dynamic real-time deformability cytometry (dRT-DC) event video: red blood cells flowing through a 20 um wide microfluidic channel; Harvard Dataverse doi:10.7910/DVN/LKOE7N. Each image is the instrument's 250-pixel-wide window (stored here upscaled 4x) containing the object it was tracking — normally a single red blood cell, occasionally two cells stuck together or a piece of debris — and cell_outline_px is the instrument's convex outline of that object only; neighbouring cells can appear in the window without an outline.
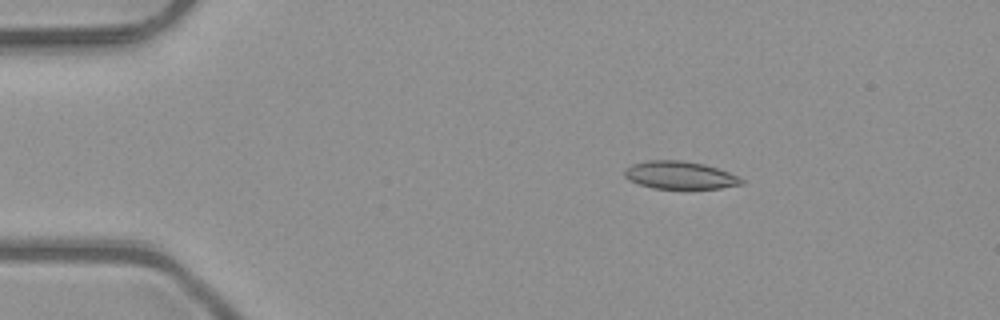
{"species": "common noctule bat (a hibernating species)", "species_latin": "Nyctalus noctula", "temperature_condition": "room temperature", "stored_images_in_passage": 5, "camera_frame_rate_fps": 3000, "um_per_image_px": 0.085, "animal": {"sex": "male", "body_mass_g": 23.1, "forearm_length_mm": 52.7}, "frame": {"image": 1, "passage_image": 3, "time_ms": 0.667, "image_size_px": [1000, 320], "cell_outline_px": [[744, 184], [720, 188], [652, 188], [628, 180], [624, 176], [624, 168], [632, 164], [648, 160], [680, 160], [704, 164], [728, 172], [744, 180]], "centroid_in_image_um": [57.75, 14.88], "position_along_channel_um": 27.3, "area_um2": 18.79}}
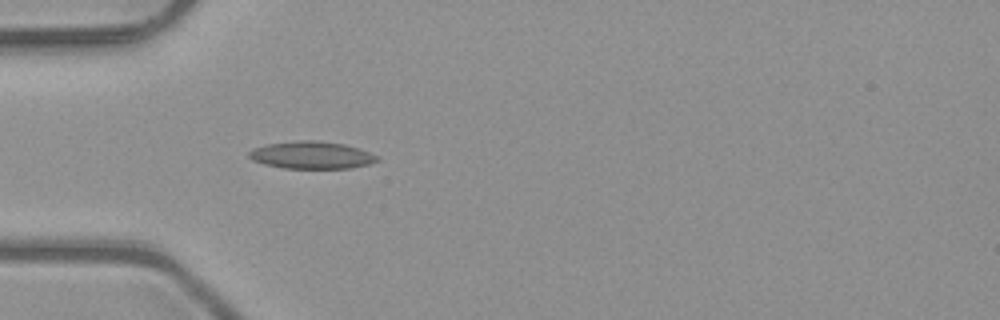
{"frame": {"image": 2, "passage_image": 5, "time_ms": 1.333, "image_size_px": [1000, 320], "cell_outline_px": [[380, 160], [368, 164], [352, 168], [284, 168], [264, 164], [252, 160], [248, 156], [248, 152], [252, 148], [268, 144], [300, 140], [316, 140], [344, 144], [360, 148], [380, 156]], "centroid_in_image_um": [26.51, 13.18], "position_along_channel_um": 58.5, "area_um2": 20.58}}